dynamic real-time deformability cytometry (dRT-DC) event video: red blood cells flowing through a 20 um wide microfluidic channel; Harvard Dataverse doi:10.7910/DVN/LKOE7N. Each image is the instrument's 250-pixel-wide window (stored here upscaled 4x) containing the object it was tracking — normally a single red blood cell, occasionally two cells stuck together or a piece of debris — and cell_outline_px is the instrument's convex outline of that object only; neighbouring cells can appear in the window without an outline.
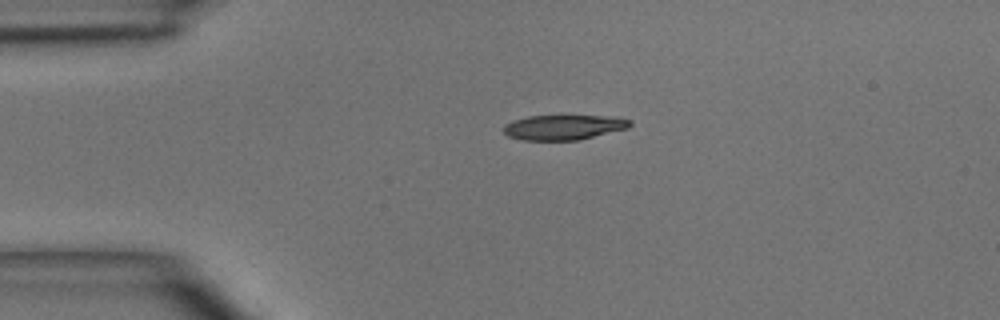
{"species": "common noctule bat (a hibernating species)", "species_latin": "Nyctalus noctula", "temperature_condition": "room temperature", "stored_images_in_passage": 2, "camera_frame_rate_fps": 3000, "um_per_image_px": 0.085, "animal": {"sex": "male", "body_mass_g": 15.6}, "frame": {"image": 1, "passage_image": 1, "time_ms": 0.0, "image_size_px": [1000, 320], "cell_outline_px": [[632, 124], [628, 128], [580, 140], [524, 140], [508, 136], [504, 132], [504, 124], [512, 120], [528, 116], [616, 116], [632, 120]], "centroid_in_image_um": [47.94, 10.81], "position_along_channel_um": 37.1, "area_um2": 18.5}}